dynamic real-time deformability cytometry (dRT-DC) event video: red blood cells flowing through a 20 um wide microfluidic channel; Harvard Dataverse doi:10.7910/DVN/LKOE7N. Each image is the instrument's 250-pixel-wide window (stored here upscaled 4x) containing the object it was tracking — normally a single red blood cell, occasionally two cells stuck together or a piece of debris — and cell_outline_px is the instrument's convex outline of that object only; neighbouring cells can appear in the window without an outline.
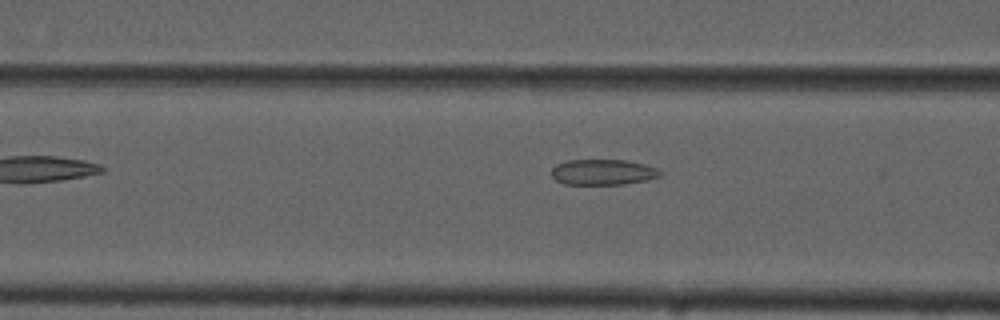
{"species": "common noctule bat (a hibernating species)", "species_latin": "Nyctalus noctula", "temperature_condition": "cold", "stored_images_in_passage": 38, "camera_frame_rate_fps": 3000, "um_per_image_px": 0.085, "animal": {"sex": "male", "forearm_length_mm": 52.5}, "frame": {"image": 1, "passage_image": 5, "time_ms": 1.333, "image_size_px": [1000, 320], "cell_outline_px": [[664, 172], [660, 176], [648, 180], [624, 184], [564, 184], [556, 180], [552, 176], [552, 168], [556, 164], [568, 160], [628, 160], [644, 164], [656, 168]], "centroid_in_image_um": [51.27, 14.63], "position_along_channel_um": 115.3, "area_um2": 16.3}}
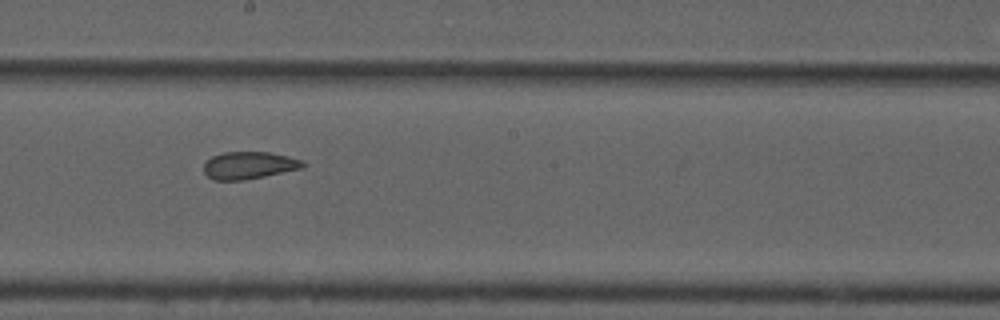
{"frame": {"image": 2, "passage_image": 14, "time_ms": 4.333, "image_size_px": [1000, 320], "cell_outline_px": [[308, 164], [304, 168], [244, 180], [212, 180], [204, 172], [204, 164], [212, 156], [224, 152], [268, 152], [288, 156], [300, 160]], "centroid_in_image_um": [21.18, 14.05], "position_along_channel_um": 227.0, "area_um2": 15.78}}
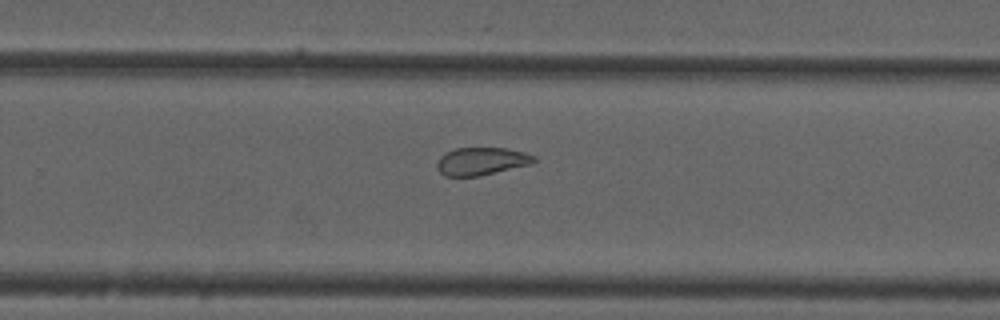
{"frame": {"image": 3, "passage_image": 19, "time_ms": 6.0, "image_size_px": [1000, 320], "cell_outline_px": [[536, 160], [532, 164], [480, 176], [444, 176], [440, 172], [436, 164], [440, 156], [444, 152], [456, 148], [508, 148], [524, 152], [536, 156]], "centroid_in_image_um": [40.93, 13.7], "position_along_channel_um": 288.9, "area_um2": 15.84}, "authors_computed_cell_mechanics": {"area_um2": 16.7331, "velocity_mm_per_s": 3.728, "shape_relaxation_time_tau1_ms": null, "shape_relaxation_time_tau2_ms": 1.4695, "deformation_change_tau1": null, "deformation_change_tau2": 0.0765}}